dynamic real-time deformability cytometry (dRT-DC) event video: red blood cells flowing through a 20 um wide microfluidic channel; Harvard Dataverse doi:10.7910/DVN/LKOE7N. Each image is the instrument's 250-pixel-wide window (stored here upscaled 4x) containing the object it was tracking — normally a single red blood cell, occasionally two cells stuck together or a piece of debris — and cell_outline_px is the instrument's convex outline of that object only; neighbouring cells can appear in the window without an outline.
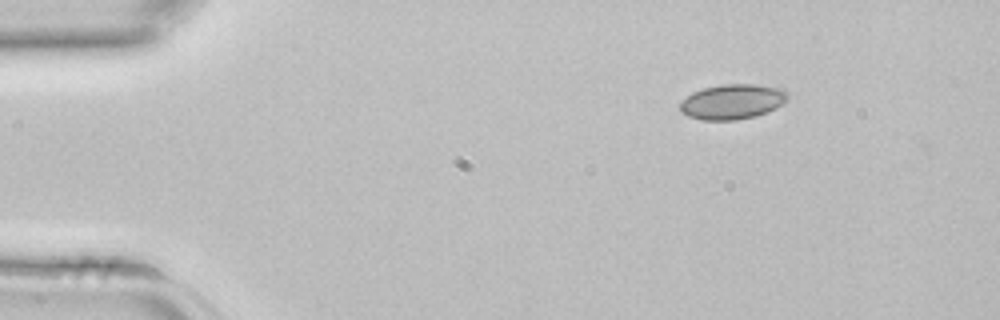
{"species": "common noctule bat (a hibernating species)", "species_latin": "Nyctalus noctula", "temperature_condition": "room temperature", "stored_images_in_passage": 3, "camera_frame_rate_fps": 3000, "um_per_image_px": 0.085, "animal": {"sex": "female", "body_mass_g": 22.7, "forearm_length_mm": 54.2}, "frame": {"image": 1, "passage_image": 1, "time_ms": 0.0, "image_size_px": [1000, 320], "cell_outline_px": [[788, 96], [776, 108], [768, 112], [756, 116], [736, 120], [700, 120], [688, 116], [680, 112], [680, 100], [692, 92], [704, 88], [720, 84], [756, 84], [784, 88], [788, 92]], "centroid_in_image_um": [62.23, 8.64], "position_along_channel_um": 22.8, "area_um2": 22.25}}
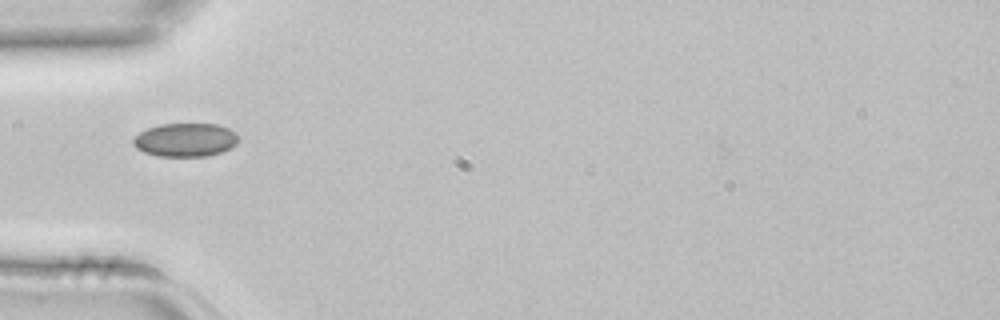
{"frame": {"image": 2, "passage_image": 3, "time_ms": 0.667, "image_size_px": [1000, 320], "cell_outline_px": [[236, 144], [232, 148], [208, 156], [156, 156], [144, 152], [136, 148], [132, 144], [132, 140], [140, 132], [148, 128], [160, 124], [216, 124], [228, 128], [236, 132]], "centroid_in_image_um": [15.74, 11.89], "position_along_channel_um": 69.3, "area_um2": 20.52}}